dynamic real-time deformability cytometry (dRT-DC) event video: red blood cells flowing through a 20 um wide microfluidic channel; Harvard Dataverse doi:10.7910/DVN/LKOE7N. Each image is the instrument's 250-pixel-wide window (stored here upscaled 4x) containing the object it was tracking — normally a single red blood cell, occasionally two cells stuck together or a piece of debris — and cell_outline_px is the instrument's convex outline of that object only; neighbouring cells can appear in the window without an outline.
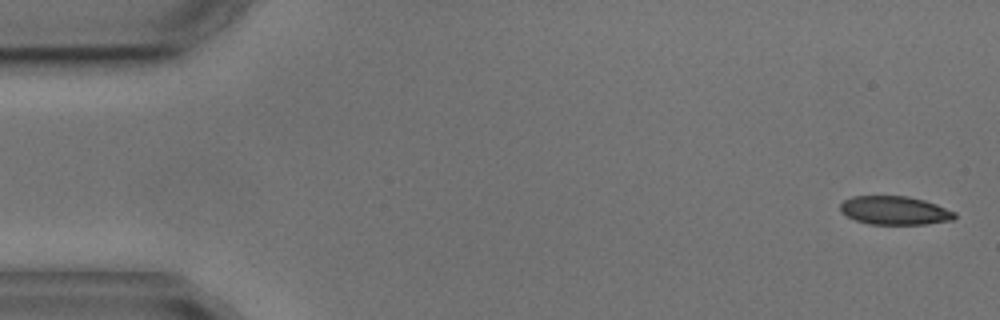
{"species": "common noctule bat (a hibernating species)", "species_latin": "Nyctalus noctula", "temperature_condition": "cold", "stored_images_in_passage": 6, "camera_frame_rate_fps": 3000, "um_per_image_px": 0.085, "animal": {"sex": "male", "body_mass_g": 17.9, "forearm_length_mm": 54.2}, "frame": {"image": 1, "passage_image": 1, "time_ms": 0.0, "image_size_px": [1000, 320], "cell_outline_px": [[956, 216], [952, 220], [928, 224], [868, 224], [856, 220], [840, 212], [840, 204], [844, 200], [852, 196], [908, 196], [924, 200], [936, 204], [956, 212]], "centroid_in_image_um": [76.05, 17.89], "position_along_channel_um": 9.0, "area_um2": 19.07}}
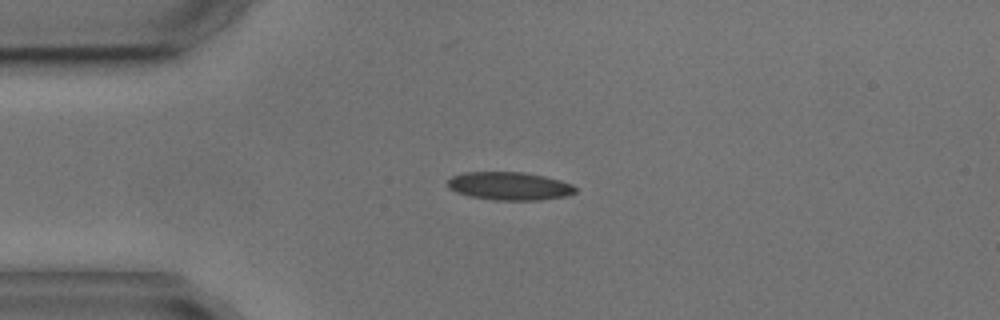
{"frame": {"image": 2, "passage_image": 4, "time_ms": 3.667, "image_size_px": [1000, 320], "cell_outline_px": [[576, 192], [564, 196], [540, 200], [496, 200], [468, 196], [456, 192], [448, 188], [448, 180], [452, 176], [464, 172], [524, 172], [544, 176], [560, 180], [572, 184], [576, 188]], "centroid_in_image_um": [43.28, 15.81], "position_along_channel_um": 41.7, "area_um2": 20.92}}